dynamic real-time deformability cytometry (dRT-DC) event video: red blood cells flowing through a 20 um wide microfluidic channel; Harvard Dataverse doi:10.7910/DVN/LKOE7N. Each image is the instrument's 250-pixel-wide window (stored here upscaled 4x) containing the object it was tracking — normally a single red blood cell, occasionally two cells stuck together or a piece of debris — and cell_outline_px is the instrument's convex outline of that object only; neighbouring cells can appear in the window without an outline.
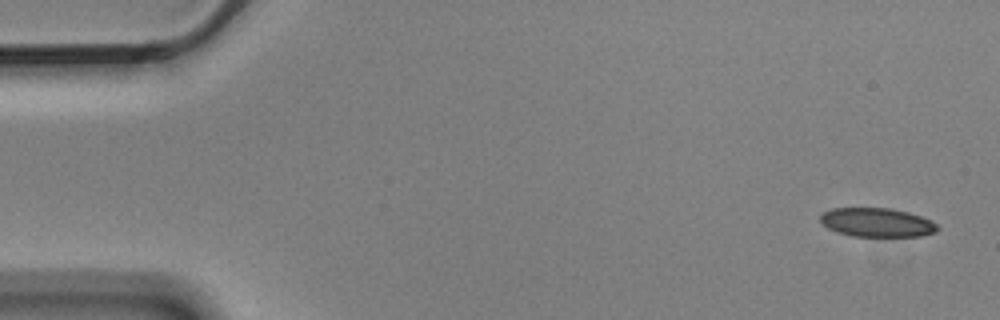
{"species": "Egyptian fruit bat (a non-hibernating species)", "species_latin": "Rousettus aegyptiacus", "temperature_condition": "cold", "stored_images_in_passage": 13, "camera_frame_rate_fps": 3000, "um_per_image_px": 0.085, "animal": {"sex": "male"}, "frame": {"image": 1, "passage_image": 1, "time_ms": 0.0, "image_size_px": [1000, 320], "cell_outline_px": [[940, 228], [936, 232], [920, 236], [852, 236], [836, 232], [828, 228], [820, 220], [820, 216], [824, 212], [832, 208], [892, 208], [908, 212], [932, 220]], "centroid_in_image_um": [74.56, 18.91], "position_along_channel_um": 10.4, "area_um2": 19.77}}
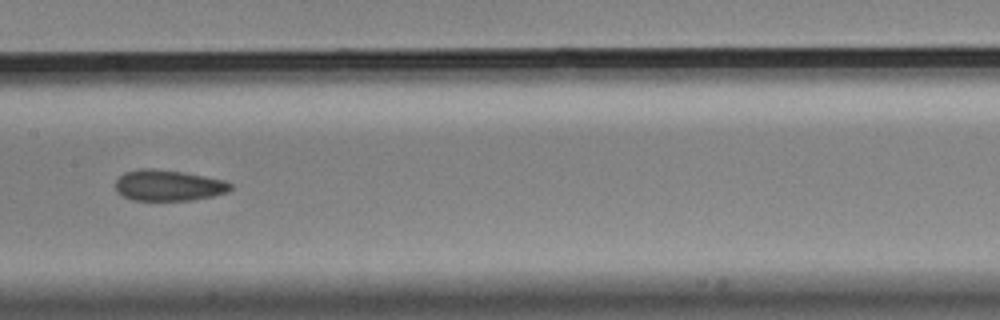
{"frame": {"image": 2, "passage_image": 6, "time_ms": 1.667, "image_size_px": [1000, 320], "cell_outline_px": [[232, 188], [228, 192], [212, 196], [192, 200], [132, 200], [116, 192], [116, 180], [124, 172], [140, 168], [152, 168], [180, 172], [204, 176], [224, 180], [232, 184]], "centroid_in_image_um": [14.3, 15.76], "position_along_channel_um": 193.1, "area_um2": 20.69}}
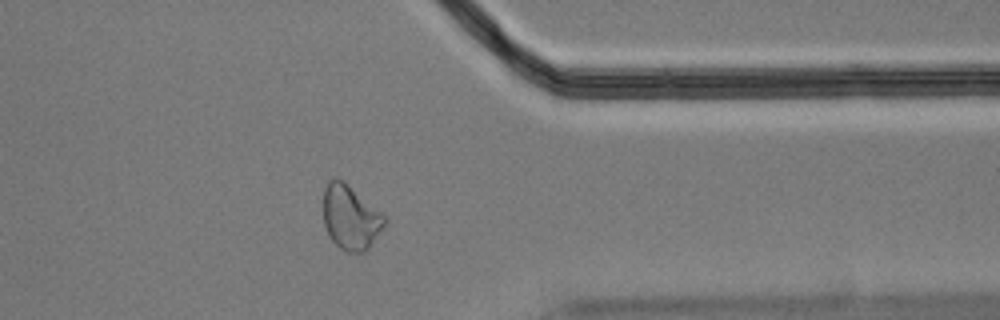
{"frame": {"image": 3, "passage_image": 11, "time_ms": 3.333, "image_size_px": [1000, 320], "cell_outline_px": [[388, 220], [368, 248], [364, 252], [344, 252], [332, 240], [324, 224], [324, 188], [328, 180], [344, 180], [380, 212]], "centroid_in_image_um": [29.79, 18.48], "position_along_channel_um": 381.6, "area_um2": 22.6}}